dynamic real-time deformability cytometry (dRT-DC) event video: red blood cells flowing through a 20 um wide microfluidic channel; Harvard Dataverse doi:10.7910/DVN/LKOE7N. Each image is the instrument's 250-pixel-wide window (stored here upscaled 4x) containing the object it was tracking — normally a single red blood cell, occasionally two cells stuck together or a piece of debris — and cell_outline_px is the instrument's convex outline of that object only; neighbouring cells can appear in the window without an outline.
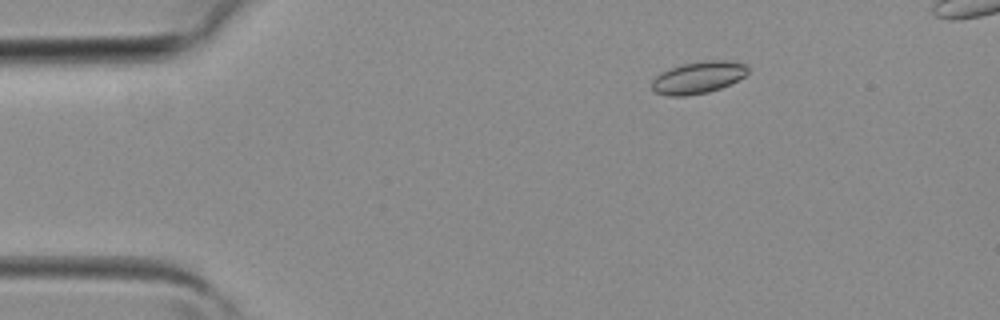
{"species": "common noctule bat (a hibernating species)", "species_latin": "Nyctalus noctula", "temperature_condition": "room temperature", "stored_images_in_passage": 3, "camera_frame_rate_fps": 3000, "um_per_image_px": 0.085, "animal": {"sex": "female", "body_mass_g": 19.3, "forearm_length_mm": 54.1}, "frame": {"image": 1, "passage_image": 1, "time_ms": 0.0, "image_size_px": [1000, 320], "cell_outline_px": [[748, 72], [744, 76], [720, 88], [708, 92], [684, 96], [668, 96], [656, 92], [652, 88], [652, 80], [660, 72], [680, 64], [708, 60], [724, 60], [748, 64]], "centroid_in_image_um": [59.33, 6.57], "position_along_channel_um": 25.7, "area_um2": 17.86}}